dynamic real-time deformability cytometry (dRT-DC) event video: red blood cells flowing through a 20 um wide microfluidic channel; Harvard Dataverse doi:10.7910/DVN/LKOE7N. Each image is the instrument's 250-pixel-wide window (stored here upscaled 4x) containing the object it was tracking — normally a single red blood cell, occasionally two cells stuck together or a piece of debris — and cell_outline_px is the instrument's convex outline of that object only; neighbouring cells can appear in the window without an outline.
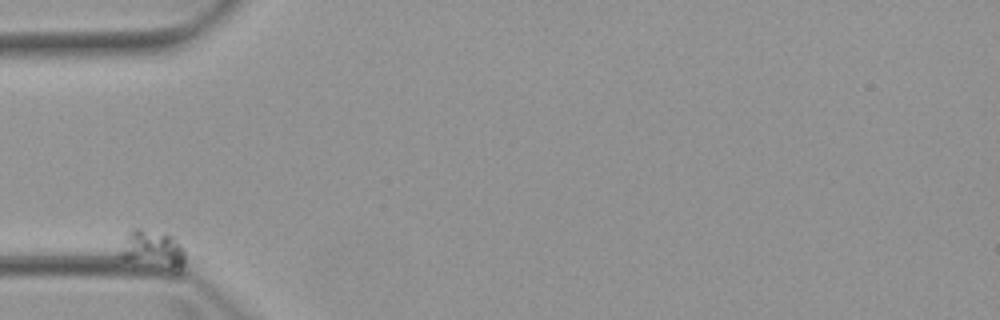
{"species": "Egyptian fruit bat (a non-hibernating species)", "species_latin": "Rousettus aegyptiacus", "temperature_condition": "warm", "stored_images_in_passage": 5, "camera_frame_rate_fps": 3000, "um_per_image_px": 0.085, "animal": {"sex": "female"}, "frame": {"image": 1, "passage_image": 1, "time_ms": 0.0, "image_size_px": [1000, 320], "cell_outline_px": [[184, 264], [176, 272], [172, 272], [120, 260], [120, 252], [124, 236], [132, 228], [140, 228], [168, 232], [176, 236], [184, 252]], "centroid_in_image_um": [12.97, 21.21], "position_along_channel_um": 72.0, "area_um2": 15.49}}